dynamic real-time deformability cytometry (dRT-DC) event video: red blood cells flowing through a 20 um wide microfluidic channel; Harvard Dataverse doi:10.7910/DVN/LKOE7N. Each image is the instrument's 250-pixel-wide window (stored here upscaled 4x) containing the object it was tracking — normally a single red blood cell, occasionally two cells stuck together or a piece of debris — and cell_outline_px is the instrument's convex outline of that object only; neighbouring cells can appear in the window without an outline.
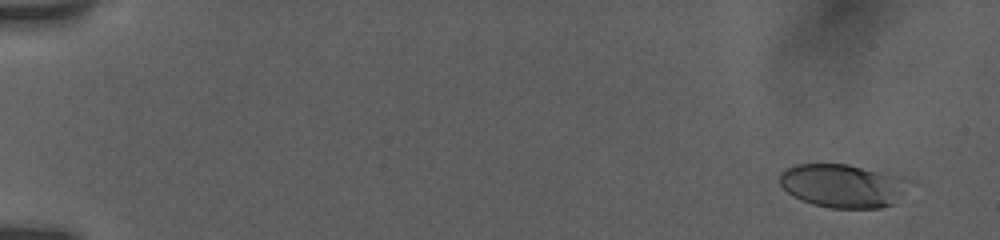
{"species": "human", "species_latin": "Homo sapiens", "temperature_condition": "room temperature", "stored_images_in_passage": 55, "camera_frame_rate_fps": 3000, "um_per_image_px": 0.085, "donor": {"sex": "female"}, "frame": {"image": 1, "passage_image": 4, "time_ms": 1.0, "image_size_px": [1000, 240], "cell_outline_px": [[916, 180], [892, 204], [880, 208], [832, 208], [812, 204], [800, 200], [792, 196], [780, 184], [780, 172], [796, 164], [848, 164], [900, 176]], "centroid_in_image_um": [71.67, 15.78], "position_along_channel_um": 13.3, "area_um2": 33.0}}
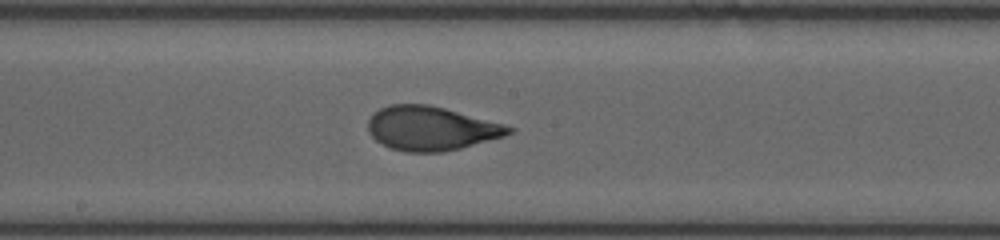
{"frame": {"image": 2, "passage_image": 32, "time_ms": 10.333, "image_size_px": [1000, 240], "cell_outline_px": [[516, 128], [512, 132], [504, 136], [460, 148], [440, 152], [408, 152], [392, 148], [376, 140], [368, 132], [368, 120], [380, 108], [388, 104], [428, 104], [444, 108], [504, 124]], "centroid_in_image_um": [36.64, 10.91], "position_along_channel_um": 211.6, "area_um2": 35.78}}
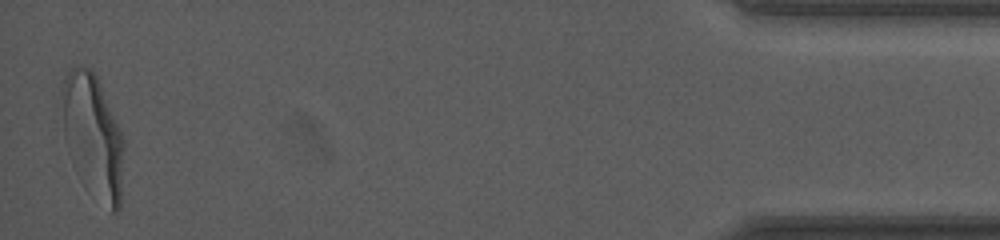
{"frame": {"image": 3, "passage_image": 55, "time_ms": 18.0, "image_size_px": [1000, 240], "cell_outline_px": [[124, 148], [120, 208], [116, 212], [112, 212], [64, 136], [60, 88], [68, 72], [72, 68], [80, 64], [92, 68], [96, 76], [124, 140]], "centroid_in_image_um": [7.94, 11.26], "position_along_channel_um": 427.3, "area_um2": 40.81}, "authors_computed_cell_mechanics": {"area_um2": 35.3736, "velocity_mm_per_s": 3.8331, "shape_relaxation_time_tau1_ms": 4.0536, "shape_relaxation_time_tau2_ms": 0.7064, "deformation_change_tau1": 0.1955, "deformation_change_tau2": 0.0665}}